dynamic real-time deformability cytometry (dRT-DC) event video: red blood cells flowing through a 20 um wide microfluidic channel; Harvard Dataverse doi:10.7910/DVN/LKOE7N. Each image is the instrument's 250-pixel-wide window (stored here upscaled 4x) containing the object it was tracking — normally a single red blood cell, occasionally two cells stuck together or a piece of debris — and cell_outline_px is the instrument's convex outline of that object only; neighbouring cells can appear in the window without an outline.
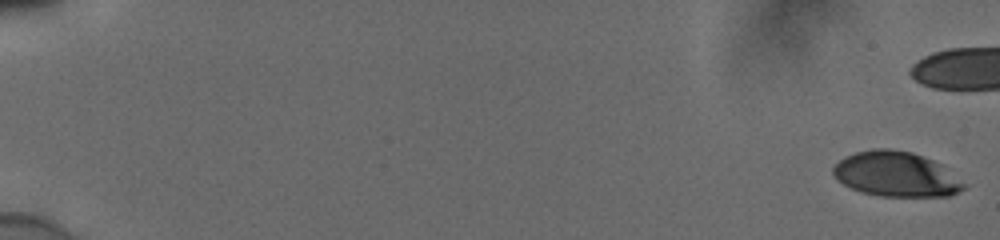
{"species": "human", "species_latin": "Homo sapiens", "temperature_condition": "cold", "stored_images_in_passage": 47, "camera_frame_rate_fps": 3000, "um_per_image_px": 0.085, "donor": {"sex": "male"}, "frame": {"image": 1, "passage_image": 1, "time_ms": 0.0, "image_size_px": [1000, 240], "cell_outline_px": [[964, 188], [960, 192], [948, 196], [880, 196], [860, 192], [836, 180], [832, 172], [832, 168], [840, 160], [856, 152], [872, 148], [888, 148], [912, 152], [932, 160], [940, 164], [964, 184]], "centroid_in_image_um": [76.12, 14.81], "position_along_channel_um": 8.9, "area_um2": 33.93}}
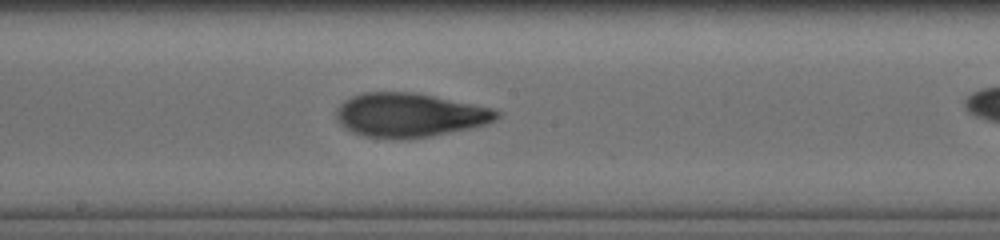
{"frame": {"image": 2, "passage_image": 33, "time_ms": 10.667, "image_size_px": [1000, 240], "cell_outline_px": [[500, 116], [496, 120], [488, 124], [472, 128], [432, 136], [408, 140], [404, 140], [364, 136], [352, 132], [344, 128], [336, 120], [336, 108], [344, 100], [352, 96], [364, 92], [412, 92], [492, 108], [500, 112]], "centroid_in_image_um": [34.79, 9.8], "position_along_channel_um": 213.4, "area_um2": 41.44}}
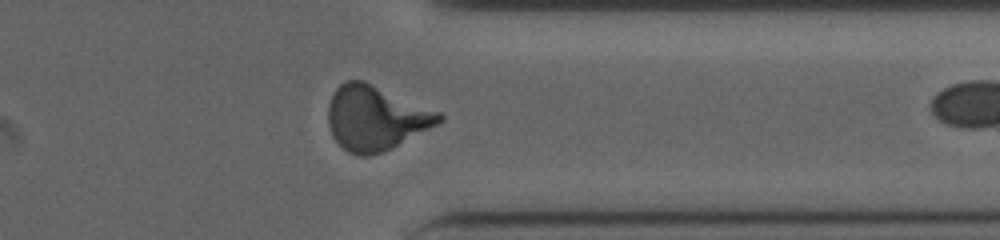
{"frame": {"image": 3, "passage_image": 46, "time_ms": 15.0, "image_size_px": [1000, 240], "cell_outline_px": [[444, 120], [380, 152], [368, 156], [360, 156], [348, 152], [332, 136], [328, 124], [328, 104], [336, 88], [344, 80], [364, 80], [440, 112], [444, 116]], "centroid_in_image_um": [31.88, 9.99], "position_along_channel_um": 379.5, "area_um2": 41.04}}